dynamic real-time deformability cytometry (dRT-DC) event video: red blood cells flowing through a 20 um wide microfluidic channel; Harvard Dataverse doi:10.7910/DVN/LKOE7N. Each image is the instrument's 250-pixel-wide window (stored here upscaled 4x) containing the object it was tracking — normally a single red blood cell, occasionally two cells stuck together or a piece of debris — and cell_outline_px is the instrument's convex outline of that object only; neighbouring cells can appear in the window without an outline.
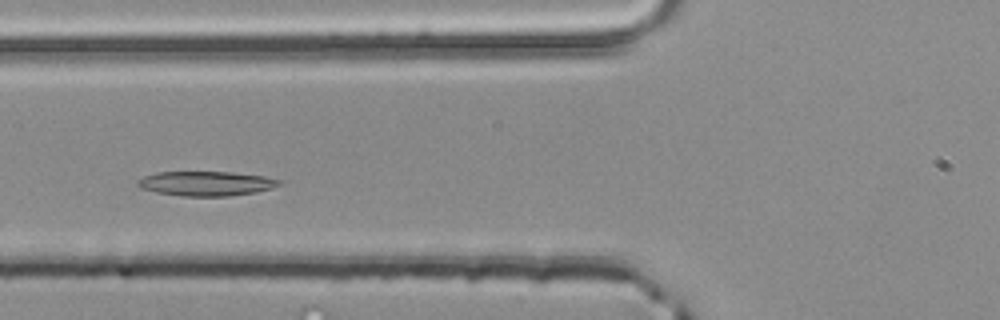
{"species": "common noctule bat (a hibernating species)", "species_latin": "Nyctalus noctula", "temperature_condition": "room temperature", "stored_images_in_passage": 34, "camera_frame_rate_fps": 3000, "um_per_image_px": 0.085, "animal": {"sex": "male", "body_mass_g": 20.4}, "frame": {"image": 1, "passage_image": 12, "time_ms": 3.667, "image_size_px": [1000, 320], "cell_outline_px": [[284, 180], [280, 184], [272, 188], [256, 192], [228, 196], [184, 196], [156, 192], [140, 188], [136, 184], [144, 176], [156, 172], [232, 172], [264, 176]], "centroid_in_image_um": [17.55, 15.59], "position_along_channel_um": 108.2, "area_um2": 20.23}}
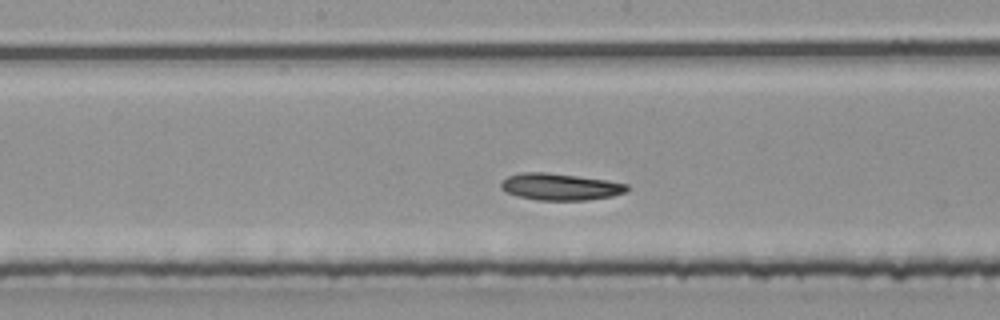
{"frame": {"image": 2, "passage_image": 19, "time_ms": 6.0, "image_size_px": [1000, 320], "cell_outline_px": [[628, 188], [624, 192], [612, 196], [588, 200], [536, 200], [520, 196], [508, 192], [500, 188], [500, 184], [508, 176], [520, 172], [548, 172], [608, 180], [628, 184]], "centroid_in_image_um": [47.62, 15.87], "position_along_channel_um": 200.6, "area_um2": 19.59}}
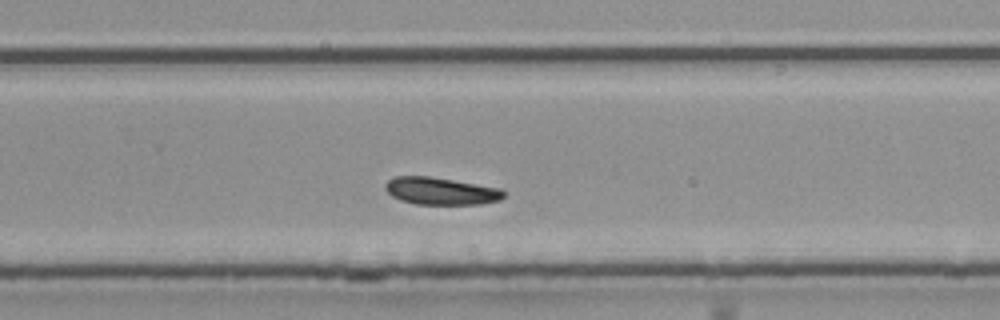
{"frame": {"image": 3, "passage_image": 26, "time_ms": 8.333, "image_size_px": [1000, 320], "cell_outline_px": [[508, 192], [500, 200], [480, 204], [416, 204], [400, 200], [392, 196], [384, 188], [384, 184], [392, 176], [428, 176], [500, 188]], "centroid_in_image_um": [37.46, 16.24], "position_along_channel_um": 292.3, "area_um2": 18.9}}